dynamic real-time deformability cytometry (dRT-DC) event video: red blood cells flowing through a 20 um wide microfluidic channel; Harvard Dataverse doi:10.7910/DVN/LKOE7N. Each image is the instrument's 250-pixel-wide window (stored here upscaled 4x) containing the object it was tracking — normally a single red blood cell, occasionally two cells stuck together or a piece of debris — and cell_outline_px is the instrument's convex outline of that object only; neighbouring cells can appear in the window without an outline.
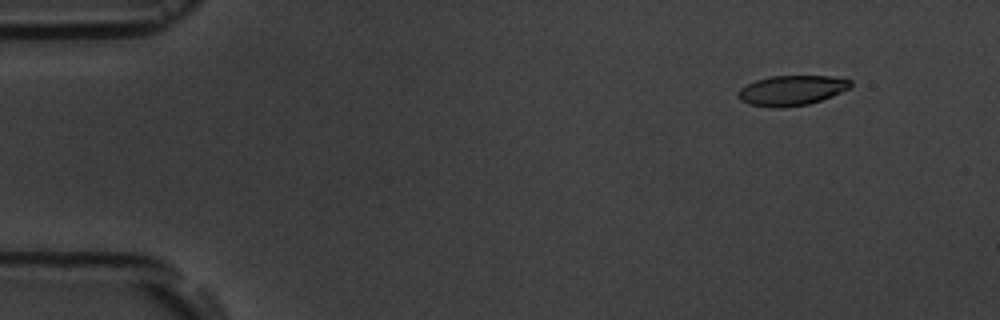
{"species": "common noctule bat (a hibernating species)", "species_latin": "Nyctalus noctula", "temperature_condition": "room temperature", "stored_images_in_passage": 3, "segment_of_instrument_passage": [2, 2], "camera_frame_rate_fps": 3000, "um_per_image_px": 0.085, "animal": {"sex": "male", "body_mass_g": 19.5, "forearm_length_mm": 54.6}, "frame": {"image": 1, "passage_image": 3, "time_ms": 3.333, "image_size_px": [1000, 320], "cell_outline_px": [[852, 84], [848, 88], [832, 96], [808, 104], [780, 108], [748, 104], [740, 100], [736, 96], [736, 92], [740, 88], [756, 80], [772, 76], [832, 76], [852, 80]], "centroid_in_image_um": [67.26, 7.68], "position_along_channel_um": 17.7, "area_um2": 19.59}}